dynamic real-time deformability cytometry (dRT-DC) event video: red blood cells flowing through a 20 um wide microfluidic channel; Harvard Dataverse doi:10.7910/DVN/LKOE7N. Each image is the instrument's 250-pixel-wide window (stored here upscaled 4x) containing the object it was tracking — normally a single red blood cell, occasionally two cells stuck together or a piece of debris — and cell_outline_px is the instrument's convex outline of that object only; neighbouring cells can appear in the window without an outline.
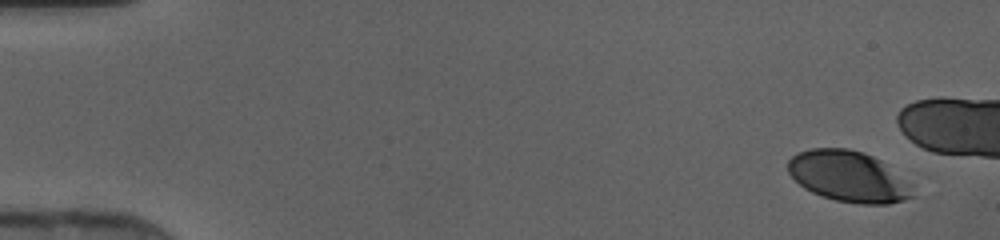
{"species": "human", "species_latin": "Homo sapiens", "temperature_condition": "cold", "stored_images_in_passage": 20, "camera_frame_rate_fps": 3000, "um_per_image_px": 0.085, "donor": {"sex": "female"}, "frame": {"image": 1, "passage_image": 1, "time_ms": 0.0, "image_size_px": [1000, 240], "cell_outline_px": [[912, 196], [904, 200], [888, 204], [860, 204], [836, 200], [812, 192], [804, 188], [788, 172], [788, 160], [792, 156], [800, 152], [812, 148], [848, 148], [864, 152], [880, 160], [912, 184]], "centroid_in_image_um": [72.13, 14.99], "position_along_channel_um": 12.9, "area_um2": 36.76}}
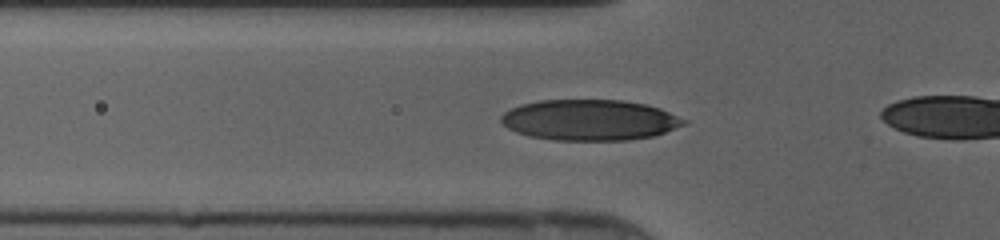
{"frame": {"image": 2, "passage_image": 15, "time_ms": 4.667, "image_size_px": [1000, 240], "cell_outline_px": [[688, 120], [684, 124], [664, 132], [652, 136], [628, 140], [556, 140], [528, 136], [516, 132], [508, 128], [500, 120], [500, 116], [504, 112], [520, 104], [540, 100], [624, 100], [644, 104], [660, 108]], "centroid_in_image_um": [50.1, 10.19], "position_along_channel_um": 75.7, "area_um2": 43.35}}